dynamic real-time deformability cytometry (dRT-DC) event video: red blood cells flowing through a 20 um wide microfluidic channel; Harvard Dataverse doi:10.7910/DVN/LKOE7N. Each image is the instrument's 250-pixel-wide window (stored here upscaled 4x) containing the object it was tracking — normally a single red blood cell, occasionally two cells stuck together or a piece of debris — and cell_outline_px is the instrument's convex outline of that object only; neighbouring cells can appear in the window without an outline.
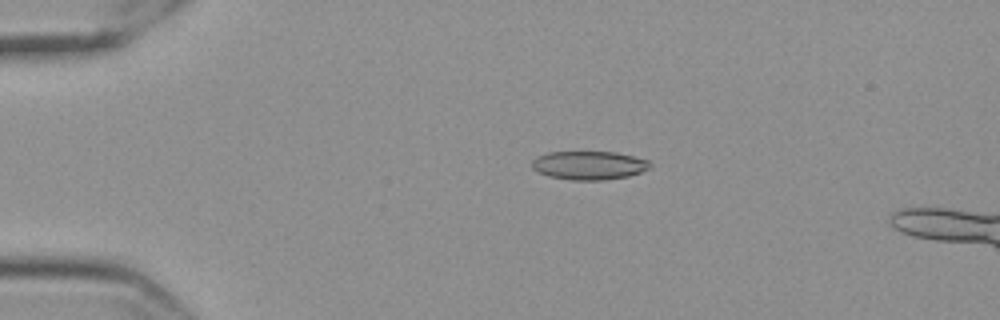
{"species": "Egyptian fruit bat (a non-hibernating species)", "species_latin": "Rousettus aegyptiacus", "temperature_condition": "cold", "stored_images_in_passage": 16, "camera_frame_rate_fps": 3000, "um_per_image_px": 0.085, "frame": {"image": 1, "passage_image": 10, "time_ms": 3.0, "image_size_px": [1000, 320], "cell_outline_px": [[648, 168], [640, 172], [628, 176], [604, 180], [572, 180], [548, 176], [532, 168], [532, 160], [536, 156], [548, 152], [616, 152], [648, 160]], "centroid_in_image_um": [50.01, 14.05], "position_along_channel_um": 35.0, "area_um2": 19.48}}